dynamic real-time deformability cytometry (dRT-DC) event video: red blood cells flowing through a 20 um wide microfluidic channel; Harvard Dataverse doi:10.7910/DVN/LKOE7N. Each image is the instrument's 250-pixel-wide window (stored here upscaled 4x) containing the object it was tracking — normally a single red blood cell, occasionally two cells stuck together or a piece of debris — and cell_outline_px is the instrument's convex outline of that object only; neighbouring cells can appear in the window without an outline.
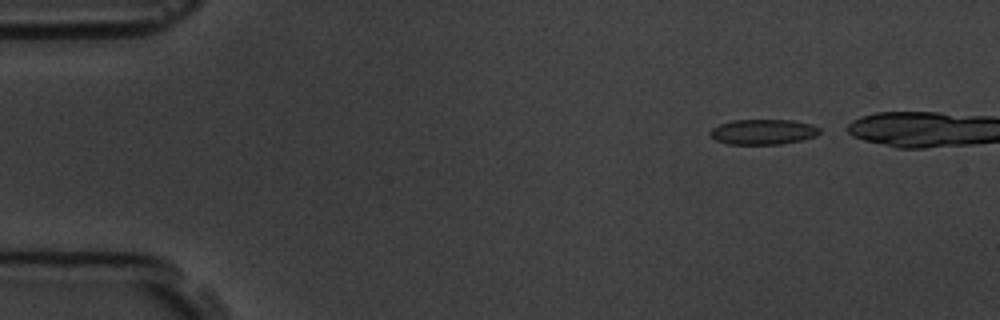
{"species": "common noctule bat (a hibernating species)", "species_latin": "Nyctalus noctula", "temperature_condition": "room temperature", "stored_images_in_passage": 4, "camera_frame_rate_fps": 3000, "um_per_image_px": 0.085, "animal": {"sex": "male", "body_mass_g": 19.5, "forearm_length_mm": 54.6}, "frame": {"image": 1, "passage_image": 1, "time_ms": 0.0, "image_size_px": [1000, 320], "cell_outline_px": [[820, 132], [816, 136], [804, 140], [780, 144], [728, 144], [716, 140], [708, 132], [712, 128], [720, 124], [732, 120], [792, 120], [812, 124], [820, 128]], "centroid_in_image_um": [64.89, 11.21], "position_along_channel_um": 20.1, "area_um2": 16.18}}